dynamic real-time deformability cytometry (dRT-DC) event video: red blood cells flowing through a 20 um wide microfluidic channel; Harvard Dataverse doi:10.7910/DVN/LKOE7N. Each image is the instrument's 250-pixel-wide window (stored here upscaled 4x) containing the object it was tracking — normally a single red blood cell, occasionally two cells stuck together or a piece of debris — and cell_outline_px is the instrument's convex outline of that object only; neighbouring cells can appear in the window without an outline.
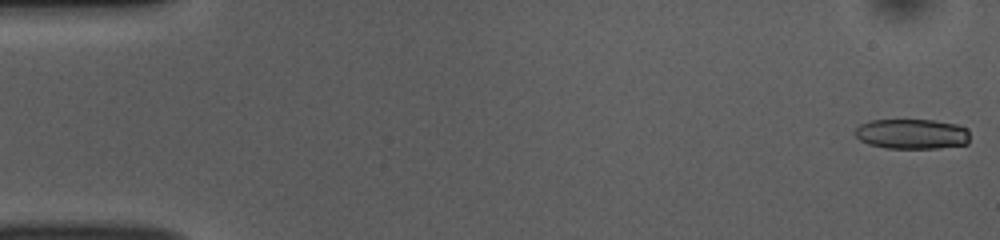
{"species": "common noctule bat (a hibernating species)", "species_latin": "Nyctalus noctula", "temperature_condition": "room temperature", "stored_images_in_passage": 51, "camera_frame_rate_fps": 3000, "um_per_image_px": 0.085, "animal": {"sex": "female", "body_mass_g": 10.0, "forearm_length_mm": 53.1}, "frame": {"image": 1, "passage_image": 1, "time_ms": 0.0, "image_size_px": [1000, 240], "cell_outline_px": [[968, 144], [936, 148], [888, 148], [868, 144], [860, 140], [856, 136], [856, 128], [860, 124], [872, 120], [932, 120], [956, 124], [968, 128]], "centroid_in_image_um": [77.52, 11.38], "position_along_channel_um": 7.5, "area_um2": 20.06}}
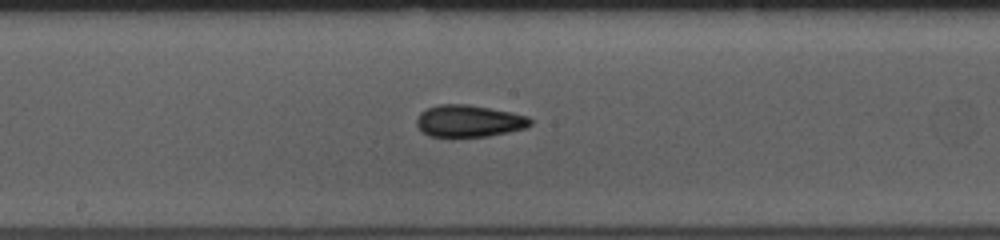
{"frame": {"image": 2, "passage_image": 27, "time_ms": 8.667, "image_size_px": [1000, 240], "cell_outline_px": [[532, 124], [524, 128], [508, 132], [488, 136], [452, 140], [428, 136], [416, 124], [416, 120], [420, 112], [428, 108], [440, 104], [468, 104], [512, 112], [528, 116], [532, 120]], "centroid_in_image_um": [39.83, 10.33], "position_along_channel_um": 208.4, "area_um2": 21.91}}
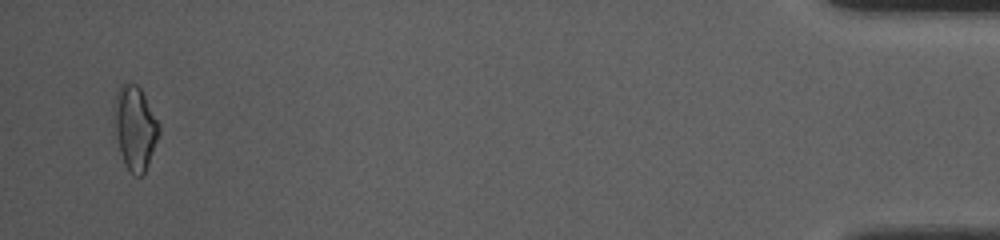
{"frame": {"image": 3, "passage_image": 50, "time_ms": 16.333, "image_size_px": [1000, 240], "cell_outline_px": [[160, 132], [144, 176], [136, 176], [124, 164], [120, 152], [116, 132], [112, 104], [116, 92], [120, 84], [124, 80], [128, 80], [136, 84], [140, 88], [160, 124]], "centroid_in_image_um": [11.46, 10.81], "position_along_channel_um": 423.7, "area_um2": 22.2}, "authors_computed_cell_mechanics": {"area_um2": 21.2126, "velocity_mm_per_s": 3.8763, "shape_relaxation_time_tau1_ms": 4.523, "shape_relaxation_time_tau2_ms": 2.7259, "deformation_change_tau1": 0.126, "deformation_change_tau2": 0.0874}}